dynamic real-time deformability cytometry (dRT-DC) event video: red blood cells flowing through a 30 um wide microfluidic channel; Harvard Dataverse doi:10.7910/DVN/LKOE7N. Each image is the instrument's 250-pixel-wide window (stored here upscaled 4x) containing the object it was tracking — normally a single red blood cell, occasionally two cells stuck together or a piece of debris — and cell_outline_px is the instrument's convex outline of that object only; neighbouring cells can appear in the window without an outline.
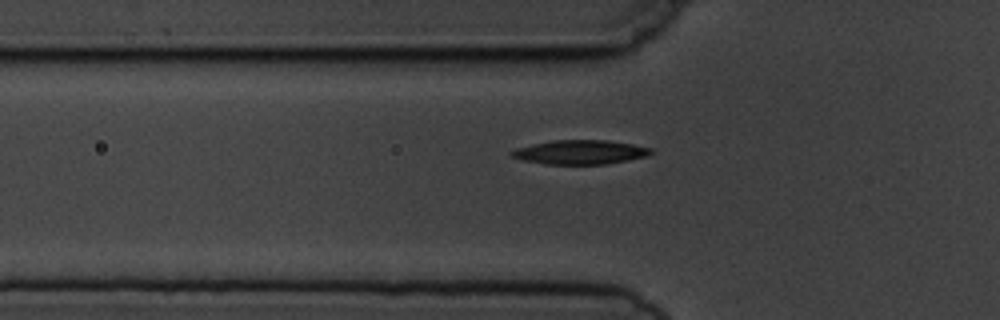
{"species": "common noctule bat (a hibernating species)", "species_latin": "Nyctalus noctula", "temperature_condition": "cold", "stored_images_in_passage": 6, "camera_frame_rate_fps": 3000, "um_per_image_px": 0.085, "animal": {"sex": "male", "body_mass_g": 19.5, "forearm_length_mm": 54.6}, "frame": {"image": 1, "passage_image": 6, "time_ms": 6.0, "image_size_px": [1000, 320], "cell_outline_px": [[652, 152], [644, 156], [628, 160], [608, 164], [544, 164], [524, 160], [512, 156], [508, 152], [516, 148], [532, 144], [552, 140], [604, 140], [632, 144], [652, 148]], "centroid_in_image_um": [49.28, 12.93], "position_along_channel_um": 76.5, "area_um2": 19.48}}